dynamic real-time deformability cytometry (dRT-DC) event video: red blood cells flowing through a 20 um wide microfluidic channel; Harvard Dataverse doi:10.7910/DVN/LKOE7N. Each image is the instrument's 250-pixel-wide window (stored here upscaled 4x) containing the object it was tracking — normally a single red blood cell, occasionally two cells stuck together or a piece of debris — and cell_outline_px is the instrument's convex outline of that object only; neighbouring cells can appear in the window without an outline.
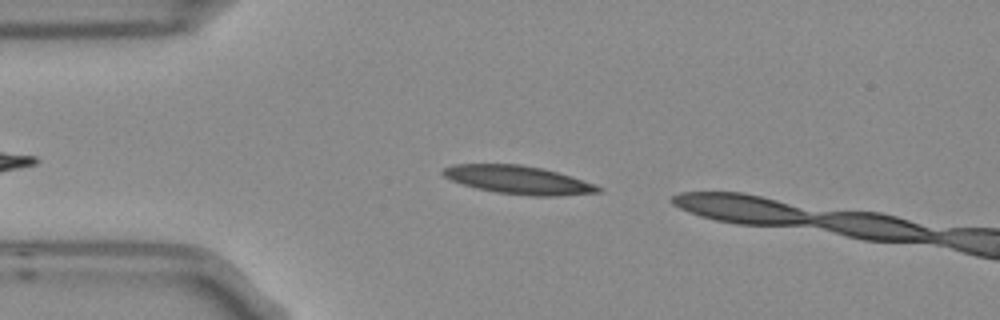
{"species": "Egyptian fruit bat (a non-hibernating species)", "species_latin": "Rousettus aegyptiacus", "temperature_condition": "room temperature", "stored_images_in_passage": 2, "camera_frame_rate_fps": 3000, "um_per_image_px": 0.085, "frame": {"image": 1, "passage_image": 1, "time_ms": 0.0, "image_size_px": [1000, 320], "cell_outline_px": [[604, 188], [600, 192], [556, 196], [536, 196], [496, 192], [476, 188], [452, 180], [444, 176], [440, 172], [444, 168], [452, 164], [520, 164], [544, 168], [596, 184]], "centroid_in_image_um": [44.08, 15.28], "position_along_channel_um": 40.9, "area_um2": 25.49}}